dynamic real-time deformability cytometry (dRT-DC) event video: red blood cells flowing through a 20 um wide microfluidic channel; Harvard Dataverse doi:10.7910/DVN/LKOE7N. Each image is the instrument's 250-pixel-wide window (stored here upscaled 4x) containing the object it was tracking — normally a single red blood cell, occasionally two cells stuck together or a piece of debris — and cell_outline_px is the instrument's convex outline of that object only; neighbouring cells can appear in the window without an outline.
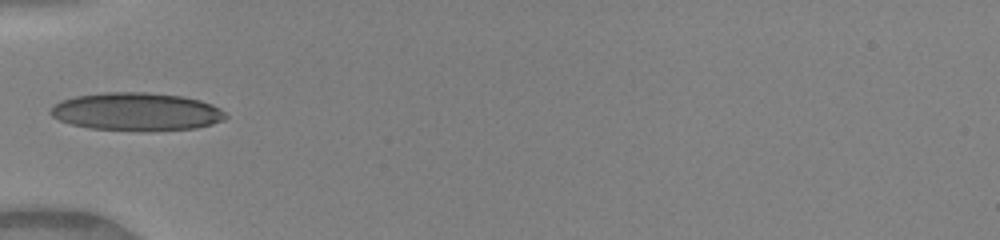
{"species": "human", "species_latin": "Homo sapiens", "temperature_condition": "warm", "stored_images_in_passage": 21, "camera_frame_rate_fps": 3000, "um_per_image_px": 0.085, "donor": {"sex": "female"}, "frame": {"image": 1, "passage_image": 7, "time_ms": 2.0, "image_size_px": [1000, 240], "cell_outline_px": [[228, 116], [224, 120], [212, 124], [196, 128], [88, 128], [72, 124], [60, 120], [52, 116], [48, 112], [60, 100], [76, 96], [104, 92], [148, 92], [184, 96], [200, 100], [212, 104], [220, 108]], "centroid_in_image_um": [11.61, 9.44], "position_along_channel_um": 73.4, "area_um2": 37.69}}
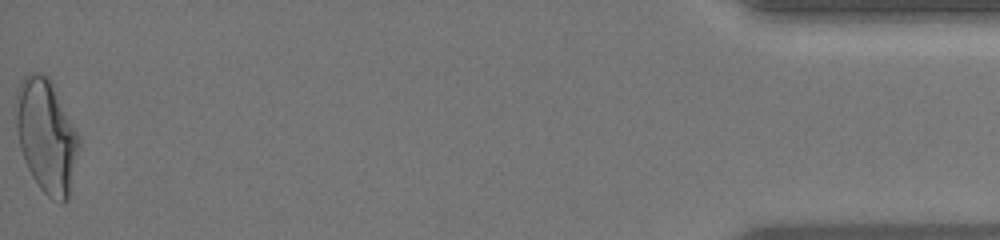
{"frame": {"image": 2, "passage_image": 21, "time_ms": 6.667, "image_size_px": [1000, 240], "cell_outline_px": [[80, 144], [68, 200], [64, 204], [60, 204], [52, 200], [40, 188], [32, 176], [24, 160], [20, 148], [16, 128], [16, 88], [24, 76], [28, 72], [40, 72], [48, 76], [52, 80], [80, 140]], "centroid_in_image_um": [3.93, 11.54], "position_along_channel_um": 431.3, "area_um2": 41.91}}